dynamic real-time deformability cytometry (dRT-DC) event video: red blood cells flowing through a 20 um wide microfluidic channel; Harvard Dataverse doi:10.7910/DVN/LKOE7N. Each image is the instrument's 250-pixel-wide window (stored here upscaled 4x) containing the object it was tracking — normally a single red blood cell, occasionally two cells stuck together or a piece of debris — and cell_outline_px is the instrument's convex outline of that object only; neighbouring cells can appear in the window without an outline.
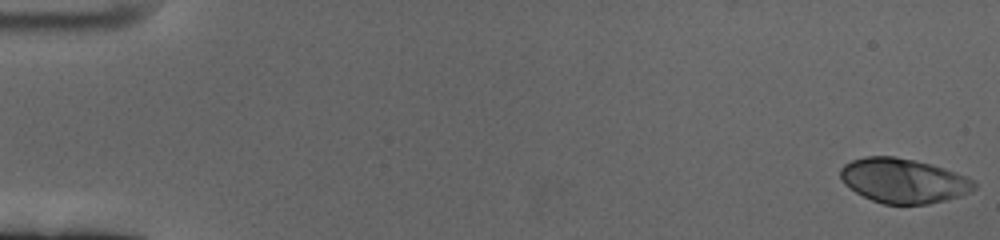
{"species": "human", "species_latin": "Homo sapiens", "temperature_condition": "cold", "stored_images_in_passage": 61, "camera_frame_rate_fps": 3000, "um_per_image_px": 0.085, "donor": {"sex": "female"}, "frame": {"image": 1, "passage_image": 1, "time_ms": 0.0, "image_size_px": [1000, 240], "cell_outline_px": [[976, 188], [960, 196], [928, 204], [884, 204], [872, 200], [856, 192], [844, 184], [840, 176], [840, 168], [844, 164], [852, 160], [864, 156], [892, 156], [932, 164], [944, 168], [964, 176], [972, 180], [976, 184]], "centroid_in_image_um": [76.76, 15.36], "position_along_channel_um": 8.2, "area_um2": 34.51}}
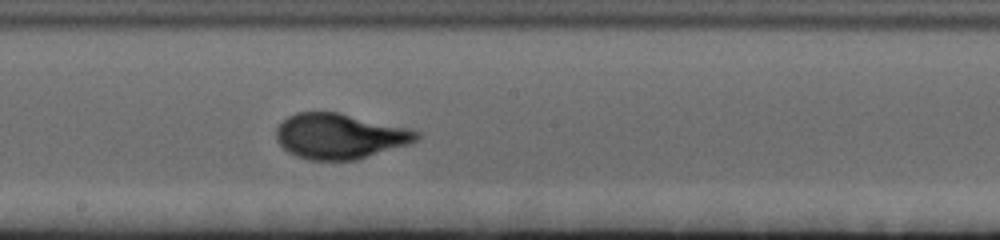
{"frame": {"image": 2, "passage_image": 34, "time_ms": 11.0, "image_size_px": [1000, 240], "cell_outline_px": [[420, 136], [416, 140], [408, 144], [356, 160], [308, 160], [296, 156], [288, 152], [276, 140], [276, 128], [288, 116], [296, 112], [336, 112], [408, 128], [420, 132]], "centroid_in_image_um": [28.84, 11.58], "position_along_channel_um": 219.4, "area_um2": 36.82}}
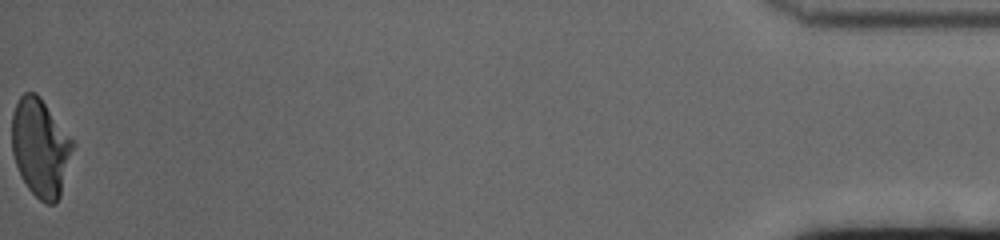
{"frame": {"image": 3, "passage_image": 61, "time_ms": 20.0, "image_size_px": [1000, 240], "cell_outline_px": [[72, 148], [60, 196], [56, 204], [44, 204], [28, 188], [20, 176], [12, 152], [12, 112], [20, 96], [24, 92], [36, 92], [40, 96], [72, 140]], "centroid_in_image_um": [3.39, 12.54], "position_along_channel_um": 431.8, "area_um2": 34.33}, "authors_computed_cell_mechanics": {"area_um2": 35.0846, "velocity_mm_per_s": 3.3696, "shape_relaxation_time_tau1_ms": 4.3681, "shape_relaxation_time_tau2_ms": null, "deformation_change_tau1": 0.2002, "deformation_change_tau2": null}}